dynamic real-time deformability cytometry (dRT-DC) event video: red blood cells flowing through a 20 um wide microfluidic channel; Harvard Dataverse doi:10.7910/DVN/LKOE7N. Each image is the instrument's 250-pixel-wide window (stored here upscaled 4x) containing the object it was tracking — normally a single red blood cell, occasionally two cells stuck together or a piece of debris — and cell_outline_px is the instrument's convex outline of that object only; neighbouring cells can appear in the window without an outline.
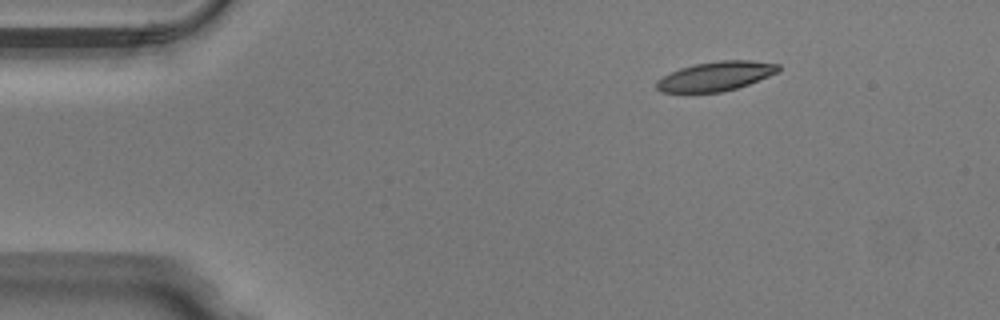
{"species": "Egyptian fruit bat (a non-hibernating species)", "species_latin": "Rousettus aegyptiacus", "temperature_condition": "warm", "stored_images_in_passage": 44, "camera_frame_rate_fps": 3000, "um_per_image_px": 0.085, "animal": {"sex": "male"}, "frame": {"image": 1, "passage_image": 1, "time_ms": 0.0, "image_size_px": [1000, 320], "cell_outline_px": [[780, 72], [748, 84], [736, 88], [720, 92], [660, 92], [656, 88], [656, 80], [680, 68], [696, 64], [720, 60], [752, 60], [780, 64]], "centroid_in_image_um": [60.87, 6.47], "position_along_channel_um": 24.1, "area_um2": 20.75}}
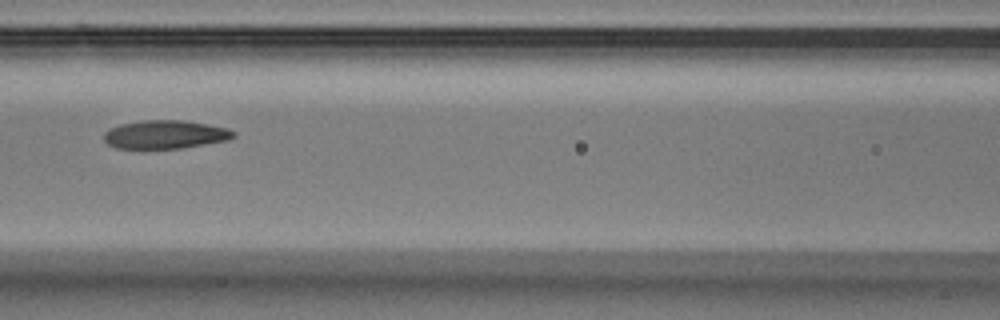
{"frame": {"image": 2, "passage_image": 16, "time_ms": 5.0, "image_size_px": [1000, 320], "cell_outline_px": [[236, 136], [228, 140], [180, 148], [116, 148], [108, 144], [104, 140], [104, 132], [120, 124], [144, 120], [184, 120], [228, 128], [236, 132]], "centroid_in_image_um": [14.06, 11.42], "position_along_channel_um": 152.5, "area_um2": 21.33}}
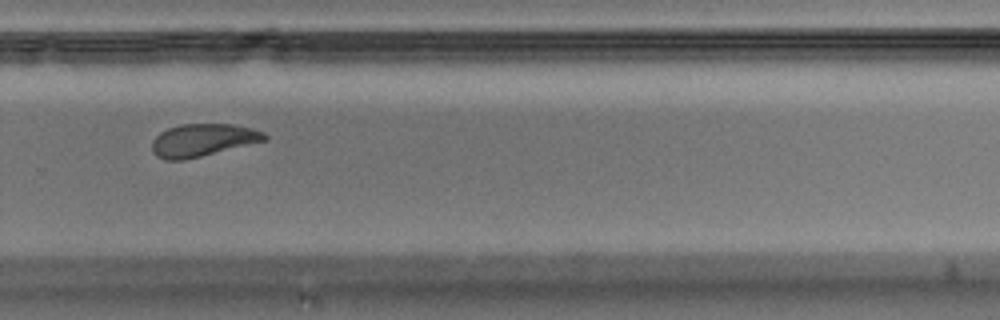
{"frame": {"image": 3, "passage_image": 28, "time_ms": 9.0, "image_size_px": [1000, 320], "cell_outline_px": [[268, 140], [184, 160], [164, 160], [156, 156], [152, 152], [152, 140], [160, 132], [168, 128], [180, 124], [236, 124], [252, 128], [264, 132], [268, 136]], "centroid_in_image_um": [17.24, 11.91], "position_along_channel_um": 312.6, "area_um2": 21.56}, "authors_computed_cell_mechanics": {"area_um2": 22.1952, "velocity_mm_per_s": 4.0056, "shape_relaxation_time_tau1_ms": 3.1026, "shape_relaxation_time_tau2_ms": 2.2746, "deformation_change_tau1": 0.1501, "deformation_change_tau2": 0.0923}}